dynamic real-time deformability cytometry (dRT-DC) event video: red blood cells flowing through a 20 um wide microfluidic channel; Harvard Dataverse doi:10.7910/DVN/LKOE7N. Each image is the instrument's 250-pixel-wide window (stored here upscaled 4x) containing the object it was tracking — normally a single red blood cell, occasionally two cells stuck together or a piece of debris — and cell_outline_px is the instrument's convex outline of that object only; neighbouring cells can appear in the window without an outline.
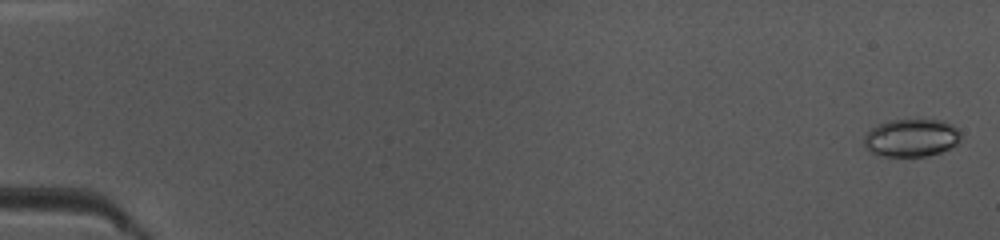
{"species": "common noctule bat (a hibernating species)", "species_latin": "Nyctalus noctula", "temperature_condition": "warm", "stored_images_in_passage": 48, "camera_frame_rate_fps": 3000, "um_per_image_px": 0.085, "animal": {"sex": "female", "body_mass_g": 10.0, "forearm_length_mm": 53.1}, "frame": {"image": 1, "passage_image": 1, "time_ms": 0.0, "image_size_px": [1000, 240], "cell_outline_px": [[960, 140], [956, 144], [940, 152], [928, 156], [880, 156], [864, 148], [864, 132], [888, 120], [944, 120], [952, 124], [960, 132]], "centroid_in_image_um": [77.44, 11.71], "position_along_channel_um": 7.6, "area_um2": 21.39}}
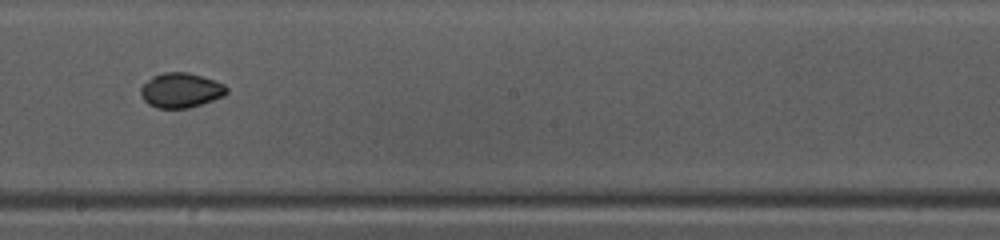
{"frame": {"image": 2, "passage_image": 28, "time_ms": 9.0, "image_size_px": [1000, 240], "cell_outline_px": [[228, 92], [224, 96], [188, 108], [156, 108], [148, 104], [140, 96], [140, 88], [152, 76], [164, 72], [188, 72], [224, 84], [228, 88]], "centroid_in_image_um": [15.35, 7.68], "position_along_channel_um": 232.9, "area_um2": 17.34}}
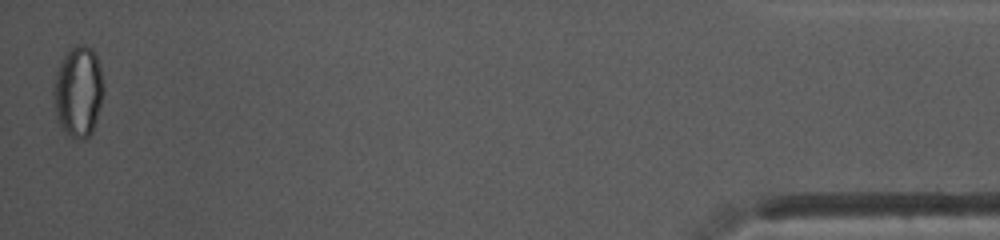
{"frame": {"image": 3, "passage_image": 48, "time_ms": 15.667, "image_size_px": [1000, 240], "cell_outline_px": [[104, 92], [96, 120], [92, 132], [84, 140], [76, 140], [64, 132], [60, 128], [56, 116], [52, 92], [56, 72], [64, 56], [76, 44], [84, 44], [92, 48], [96, 56], [100, 68], [104, 88]], "centroid_in_image_um": [6.64, 7.82], "position_along_channel_um": 428.6, "area_um2": 26.65}, "authors_computed_cell_mechanics": {"area_um2": 18.0914, "velocity_mm_per_s": 4.165, "shape_relaxation_time_tau1_ms": null, "shape_relaxation_time_tau2_ms": 2.2825, "deformation_change_tau1": null, "deformation_change_tau2": 0.0336}}